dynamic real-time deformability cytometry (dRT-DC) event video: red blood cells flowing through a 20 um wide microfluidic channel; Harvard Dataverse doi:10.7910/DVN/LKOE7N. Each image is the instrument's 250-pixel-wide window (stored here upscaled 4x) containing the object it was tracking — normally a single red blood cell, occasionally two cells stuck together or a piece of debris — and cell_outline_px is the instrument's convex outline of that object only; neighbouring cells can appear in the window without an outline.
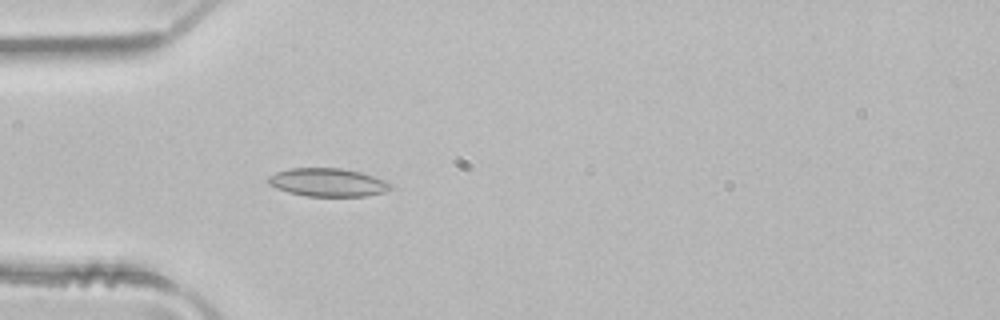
{"species": "common noctule bat (a hibernating species)", "species_latin": "Nyctalus noctula", "temperature_condition": "room temperature", "stored_images_in_passage": 3, "camera_frame_rate_fps": 3000, "um_per_image_px": 0.085, "animal": {"sex": "male", "body_mass_g": 21.5, "forearm_length_mm": 52.0}, "frame": {"image": 1, "passage_image": 3, "time_ms": 0.667, "image_size_px": [1000, 320], "cell_outline_px": [[392, 188], [384, 192], [364, 196], [308, 196], [288, 192], [276, 188], [268, 184], [268, 176], [276, 172], [288, 168], [340, 168], [360, 172], [388, 180], [392, 184]], "centroid_in_image_um": [27.87, 15.5], "position_along_channel_um": 57.1, "area_um2": 20.23}}